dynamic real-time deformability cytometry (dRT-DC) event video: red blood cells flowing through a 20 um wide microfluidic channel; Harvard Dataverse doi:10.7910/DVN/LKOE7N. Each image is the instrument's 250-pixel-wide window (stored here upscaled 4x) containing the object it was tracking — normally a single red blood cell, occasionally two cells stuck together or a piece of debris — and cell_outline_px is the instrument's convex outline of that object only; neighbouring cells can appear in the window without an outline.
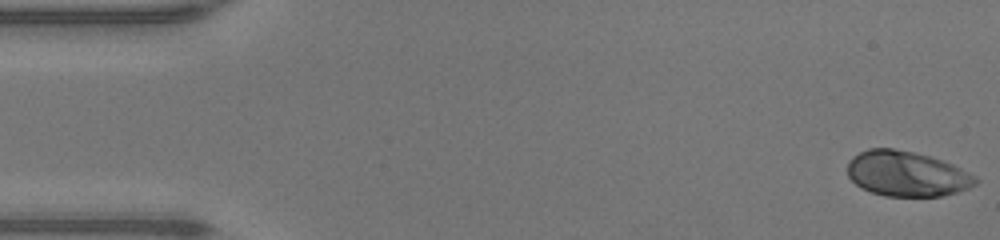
{"species": "human", "species_latin": "Homo sapiens", "temperature_condition": "warm", "stored_images_in_passage": 48, "camera_frame_rate_fps": 3000, "um_per_image_px": 0.085, "donor": {"sex": "male"}, "frame": {"image": 1, "passage_image": 1, "time_ms": 0.0, "image_size_px": [1000, 240], "cell_outline_px": [[980, 180], [976, 184], [968, 188], [944, 196], [884, 196], [860, 188], [848, 176], [848, 160], [852, 156], [868, 148], [892, 148], [912, 152], [928, 156], [952, 164], [976, 176]], "centroid_in_image_um": [77.06, 14.78], "position_along_channel_um": 7.9, "area_um2": 33.7}}
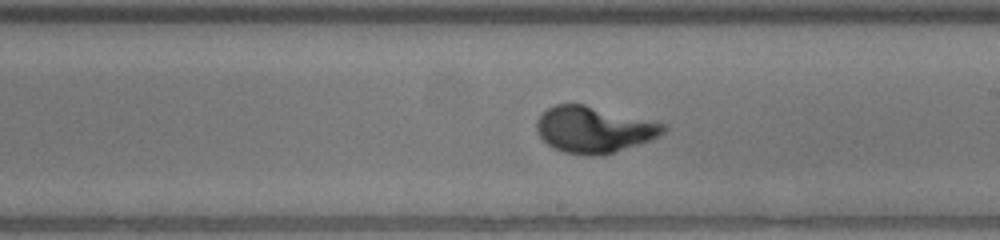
{"frame": {"image": 2, "passage_image": 27, "time_ms": 8.667, "image_size_px": [1000, 240], "cell_outline_px": [[668, 128], [660, 136], [652, 140], [604, 156], [592, 156], [564, 152], [552, 148], [536, 132], [536, 120], [548, 108], [556, 104], [584, 104], [668, 124]], "centroid_in_image_um": [50.52, 11.02], "position_along_channel_um": 238.5, "area_um2": 34.56}}
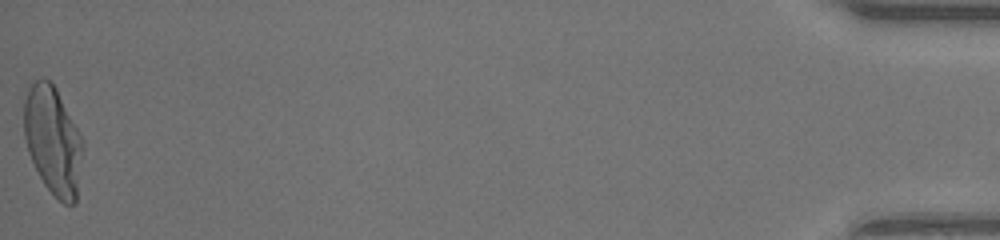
{"frame": {"image": 3, "passage_image": 48, "time_ms": 15.667, "image_size_px": [1000, 240], "cell_outline_px": [[84, 148], [76, 204], [64, 204], [44, 184], [28, 152], [24, 136], [24, 100], [28, 88], [40, 76], [44, 76], [56, 88], [84, 140]], "centroid_in_image_um": [4.52, 11.93], "position_along_channel_um": 430.7, "area_um2": 37.28}}